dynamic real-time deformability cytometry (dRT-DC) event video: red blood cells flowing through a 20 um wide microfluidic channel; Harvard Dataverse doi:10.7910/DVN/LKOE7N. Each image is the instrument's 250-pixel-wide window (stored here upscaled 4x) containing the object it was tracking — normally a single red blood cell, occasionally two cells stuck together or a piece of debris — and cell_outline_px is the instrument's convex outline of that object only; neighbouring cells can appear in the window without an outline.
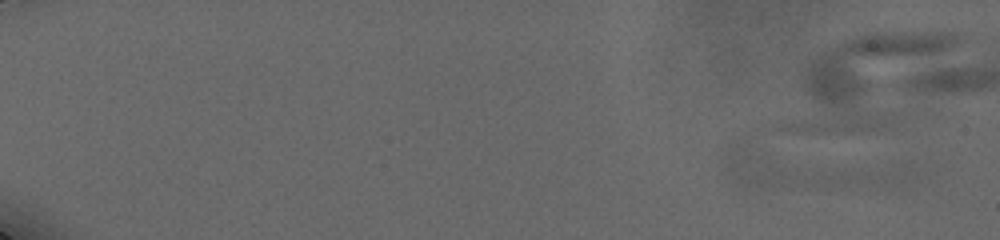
{"species": "human", "species_latin": "Homo sapiens", "temperature_condition": "cold", "stored_images_in_passage": 4, "camera_frame_rate_fps": 3000, "um_per_image_px": 0.085, "donor": {"sex": "male"}, "frame": {"image": 1, "passage_image": 1, "time_ms": 0.0, "image_size_px": [1000, 240], "cell_outline_px": [[912, 176], [904, 180], [892, 184], [804, 188], [764, 188], [736, 184], [724, 172], [724, 156], [732, 144], [744, 144], [908, 160], [912, 172]], "centroid_in_image_um": [68.77, 14.3], "position_along_channel_um": 16.2, "area_um2": 45.66}}